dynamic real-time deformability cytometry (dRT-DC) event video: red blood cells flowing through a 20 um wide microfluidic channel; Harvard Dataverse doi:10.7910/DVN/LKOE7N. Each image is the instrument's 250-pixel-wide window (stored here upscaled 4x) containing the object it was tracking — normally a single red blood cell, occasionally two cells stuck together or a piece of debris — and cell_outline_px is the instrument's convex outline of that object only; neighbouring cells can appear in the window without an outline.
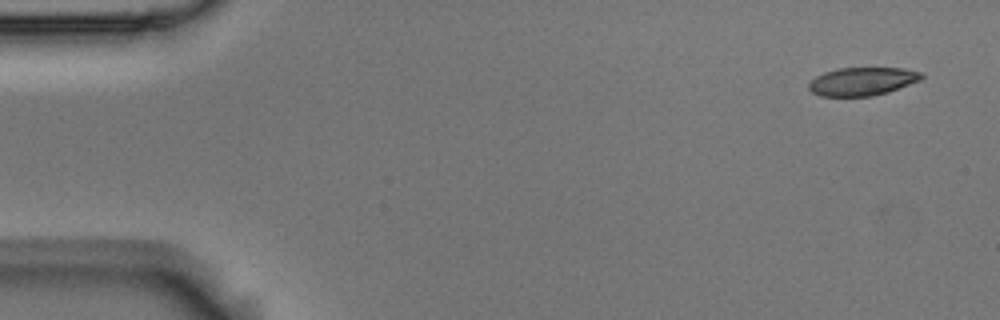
{"species": "Egyptian fruit bat (a non-hibernating species)", "species_latin": "Rousettus aegyptiacus", "temperature_condition": "room temperature", "stored_images_in_passage": 5, "camera_frame_rate_fps": 3000, "um_per_image_px": 0.085, "animal": {"sex": "male"}, "frame": {"image": 1, "passage_image": 1, "time_ms": 0.0, "image_size_px": [1000, 320], "cell_outline_px": [[924, 76], [920, 80], [888, 92], [872, 96], [820, 96], [812, 92], [808, 88], [808, 84], [816, 76], [824, 72], [836, 68], [904, 68], [924, 72]], "centroid_in_image_um": [73.3, 6.91], "position_along_channel_um": 11.7, "area_um2": 18.61}}
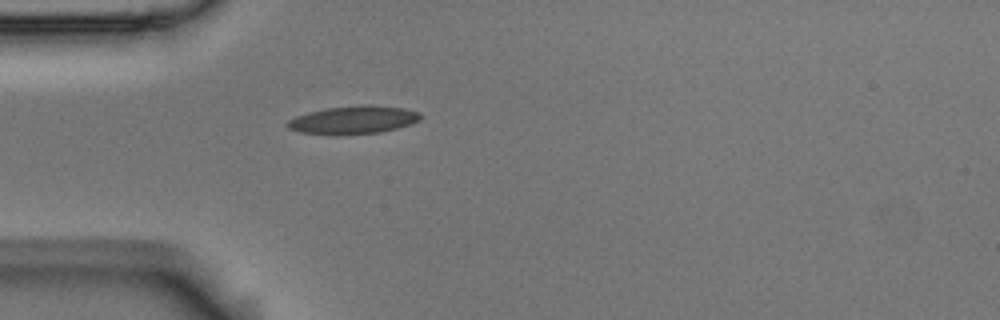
{"frame": {"image": 2, "passage_image": 5, "time_ms": 1.333, "image_size_px": [1000, 320], "cell_outline_px": [[424, 116], [420, 120], [412, 124], [380, 132], [336, 136], [300, 132], [288, 128], [288, 120], [296, 116], [308, 112], [324, 108], [364, 104], [368, 104], [404, 108], [416, 112]], "centroid_in_image_um": [30.03, 10.19], "position_along_channel_um": 55.0, "area_um2": 22.02}}